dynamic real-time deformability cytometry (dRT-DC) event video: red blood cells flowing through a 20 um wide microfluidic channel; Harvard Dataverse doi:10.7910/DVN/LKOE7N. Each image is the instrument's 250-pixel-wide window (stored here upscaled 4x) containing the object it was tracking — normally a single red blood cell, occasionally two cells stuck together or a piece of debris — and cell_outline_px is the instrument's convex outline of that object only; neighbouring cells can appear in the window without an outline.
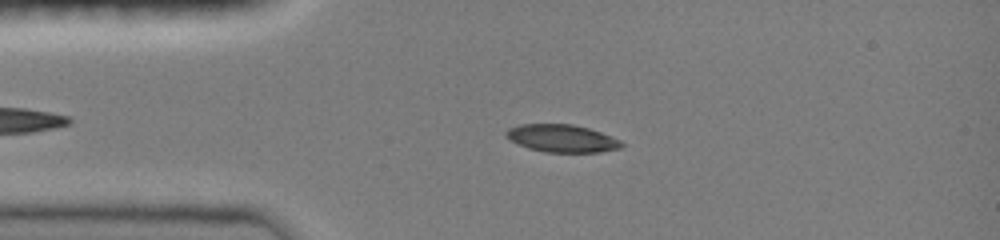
{"species": "common noctule bat (a hibernating species)", "species_latin": "Nyctalus noctula", "temperature_condition": "room temperature", "stored_images_in_passage": 8, "camera_frame_rate_fps": 3000, "um_per_image_px": 0.085, "animal": {"sex": "female", "body_mass_g": 19.0, "forearm_length_mm": 51.5}, "frame": {"image": 1, "passage_image": 5, "time_ms": 2.667, "image_size_px": [1000, 240], "cell_outline_px": [[624, 144], [620, 148], [600, 152], [544, 152], [528, 148], [504, 136], [504, 132], [508, 128], [520, 124], [572, 124], [588, 128], [600, 132], [620, 140]], "centroid_in_image_um": [47.74, 11.76], "position_along_channel_um": 37.3, "area_um2": 18.5}}
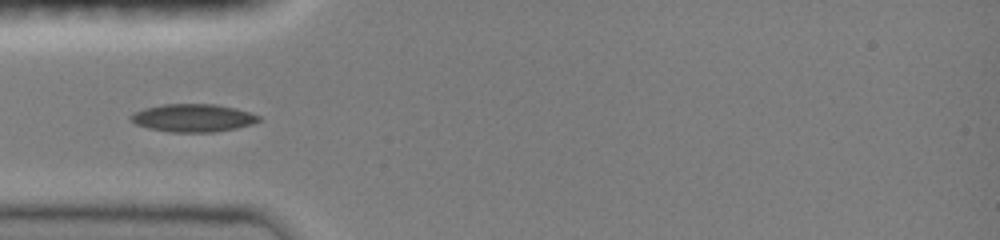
{"frame": {"image": 2, "passage_image": 7, "time_ms": 4.0, "image_size_px": [1000, 240], "cell_outline_px": [[260, 120], [252, 124], [236, 128], [212, 132], [168, 132], [148, 128], [136, 124], [128, 116], [132, 112], [144, 108], [164, 104], [216, 104], [236, 108], [260, 116]], "centroid_in_image_um": [16.37, 10.02], "position_along_channel_um": 68.6, "area_um2": 20.81}}